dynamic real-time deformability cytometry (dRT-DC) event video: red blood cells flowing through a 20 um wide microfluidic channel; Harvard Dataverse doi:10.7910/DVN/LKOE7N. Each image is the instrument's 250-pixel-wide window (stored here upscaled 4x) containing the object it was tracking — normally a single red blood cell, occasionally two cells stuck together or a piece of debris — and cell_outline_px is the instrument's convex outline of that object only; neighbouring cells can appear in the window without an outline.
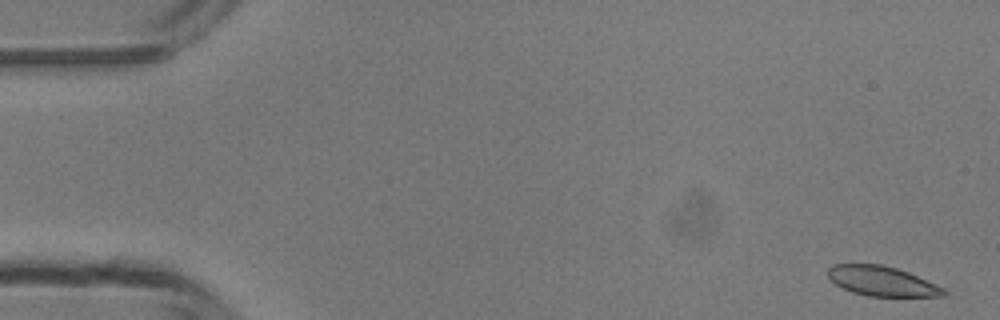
{"species": "common noctule bat (a hibernating species)", "species_latin": "Nyctalus noctula", "temperature_condition": "room temperature", "stored_images_in_passage": 11, "camera_frame_rate_fps": 3000, "um_per_image_px": 0.085, "animal": {"sex": "male", "body_mass_g": 13.3}, "frame": {"image": 1, "passage_image": 1, "time_ms": 0.0, "image_size_px": [1000, 320], "cell_outline_px": [[948, 292], [944, 296], [868, 296], [852, 292], [836, 284], [828, 276], [828, 268], [832, 264], [880, 264], [896, 268], [908, 272], [936, 284], [944, 288]], "centroid_in_image_um": [74.97, 23.89], "position_along_channel_um": 10.0, "area_um2": 19.94}}